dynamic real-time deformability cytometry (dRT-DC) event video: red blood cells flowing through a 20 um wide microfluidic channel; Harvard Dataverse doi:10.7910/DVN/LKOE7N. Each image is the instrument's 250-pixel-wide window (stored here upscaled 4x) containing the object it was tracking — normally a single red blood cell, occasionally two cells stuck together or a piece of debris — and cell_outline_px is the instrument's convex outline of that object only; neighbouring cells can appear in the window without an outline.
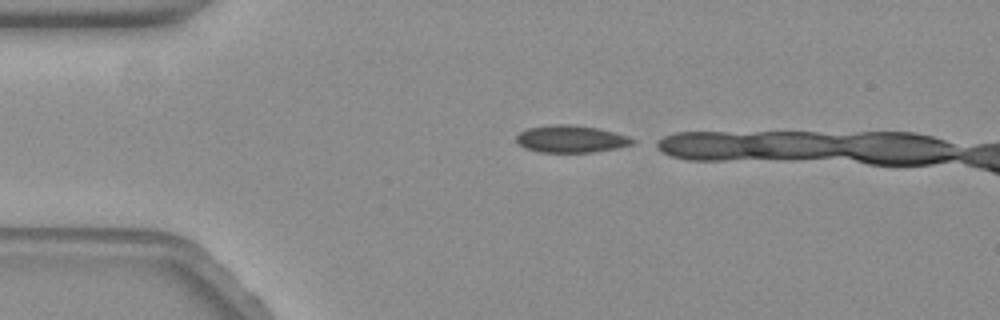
{"species": "common noctule bat (a hibernating species)", "species_latin": "Nyctalus noctula", "temperature_condition": "warm", "stored_images_in_passage": 8, "camera_frame_rate_fps": 3000, "um_per_image_px": 0.085, "animal": {"sex": "female", "body_mass_g": 19.3, "forearm_length_mm": 54.1}, "frame": {"image": 1, "passage_image": 1, "time_ms": 0.0, "image_size_px": [1000, 320], "cell_outline_px": [[636, 140], [632, 144], [616, 148], [592, 152], [540, 152], [524, 148], [516, 140], [516, 136], [520, 132], [528, 128], [548, 124], [572, 124], [600, 128], [628, 136]], "centroid_in_image_um": [48.53, 11.8], "position_along_channel_um": 36.5, "area_um2": 18.5}}
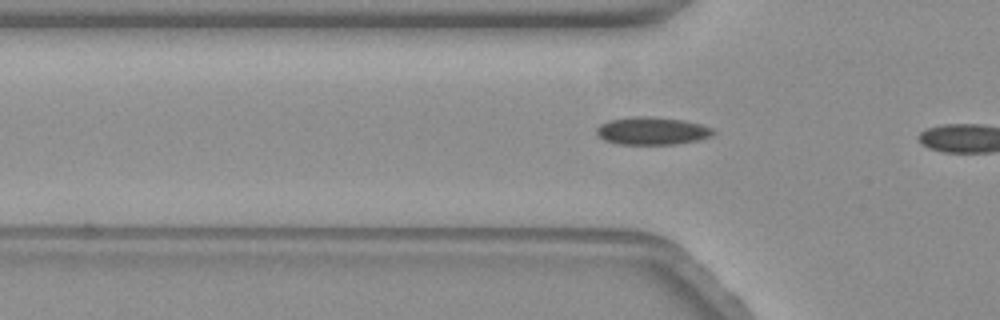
{"frame": {"image": 2, "passage_image": 7, "time_ms": 2.0, "image_size_px": [1000, 320], "cell_outline_px": [[716, 132], [712, 136], [696, 140], [676, 144], [616, 144], [604, 140], [596, 132], [596, 128], [600, 124], [608, 120], [632, 116], [652, 116], [684, 120], [700, 124], [712, 128]], "centroid_in_image_um": [55.41, 11.11], "position_along_channel_um": 70.4, "area_um2": 18.96}}